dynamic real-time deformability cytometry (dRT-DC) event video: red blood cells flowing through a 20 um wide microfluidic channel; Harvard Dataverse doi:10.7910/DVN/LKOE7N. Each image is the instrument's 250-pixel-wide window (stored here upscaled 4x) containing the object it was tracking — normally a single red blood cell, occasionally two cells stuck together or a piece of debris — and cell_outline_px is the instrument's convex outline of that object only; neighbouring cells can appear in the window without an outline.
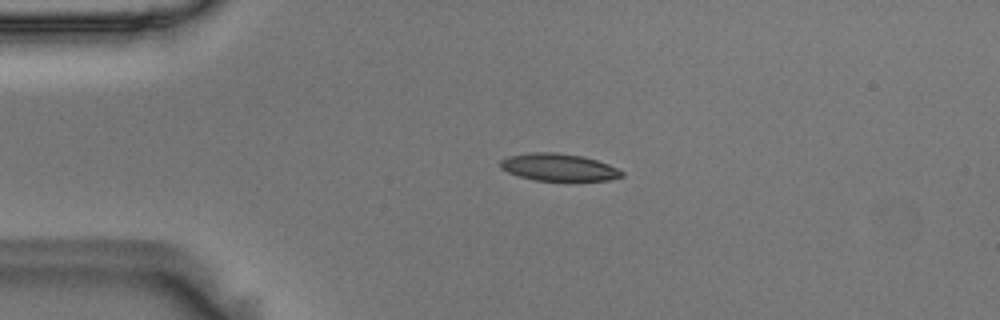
{"species": "Egyptian fruit bat (a non-hibernating species)", "species_latin": "Rousettus aegyptiacus", "temperature_condition": "room temperature", "stored_images_in_passage": 46, "camera_frame_rate_fps": 3000, "um_per_image_px": 0.085, "animal": {"sex": "male"}, "frame": {"image": 1, "passage_image": 3, "time_ms": 0.667, "image_size_px": [1000, 320], "cell_outline_px": [[624, 176], [608, 180], [536, 180], [520, 176], [508, 172], [500, 168], [500, 160], [508, 156], [532, 152], [556, 152], [584, 156], [608, 164], [624, 172]], "centroid_in_image_um": [47.48, 14.2], "position_along_channel_um": 37.5, "area_um2": 19.19}}
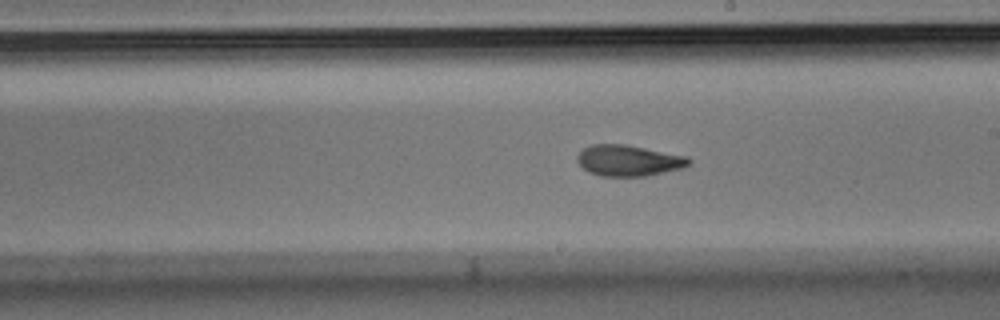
{"frame": {"image": 2, "passage_image": 22, "time_ms": 7.0, "image_size_px": [1000, 320], "cell_outline_px": [[692, 164], [684, 168], [644, 176], [600, 176], [588, 172], [576, 160], [576, 156], [584, 148], [592, 144], [624, 144], [688, 156], [692, 160]], "centroid_in_image_um": [53.46, 13.64], "position_along_channel_um": 235.5, "area_um2": 20.29}}
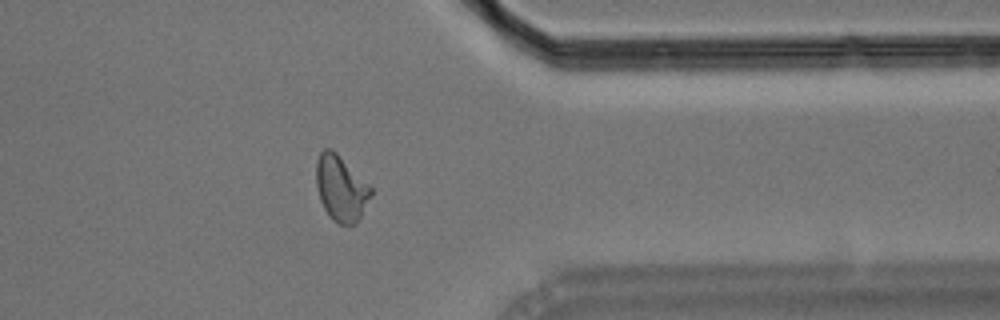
{"frame": {"image": 3, "passage_image": 35, "time_ms": 11.333, "image_size_px": [1000, 320], "cell_outline_px": [[372, 196], [356, 224], [340, 224], [332, 220], [328, 216], [320, 200], [316, 184], [316, 160], [320, 152], [324, 148], [332, 148], [372, 188]], "centroid_in_image_um": [28.97, 16.01], "position_along_channel_um": 382.4, "area_um2": 20.92}, "authors_computed_cell_mechanics": {"area_um2": 20.23, "velocity_mm_per_s": 3.6211, "shape_relaxation_time_tau1_ms": 4.2371, "shape_relaxation_time_tau2_ms": 2.2604, "deformation_change_tau1": 0.1701, "deformation_change_tau2": 0.0933}}